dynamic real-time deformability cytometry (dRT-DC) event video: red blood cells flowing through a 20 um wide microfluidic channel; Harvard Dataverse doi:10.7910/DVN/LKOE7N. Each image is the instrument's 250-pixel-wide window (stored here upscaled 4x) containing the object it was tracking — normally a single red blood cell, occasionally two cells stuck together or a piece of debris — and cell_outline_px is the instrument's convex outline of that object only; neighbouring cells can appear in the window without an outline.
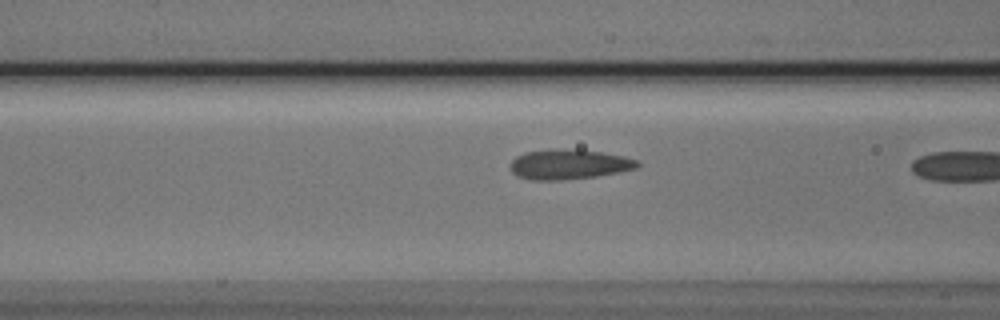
{"species": "Egyptian fruit bat (a non-hibernating species)", "species_latin": "Rousettus aegyptiacus", "temperature_condition": "cold", "stored_images_in_passage": 8, "camera_frame_rate_fps": 3000, "um_per_image_px": 0.085, "animal": {"sex": "male"}, "frame": {"image": 1, "passage_image": 7, "time_ms": 2.0, "image_size_px": [1000, 320], "cell_outline_px": [[640, 164], [636, 168], [596, 176], [560, 180], [532, 180], [516, 176], [512, 172], [508, 164], [516, 156], [524, 152], [600, 152], [624, 156], [636, 160]], "centroid_in_image_um": [48.31, 14.03], "position_along_channel_um": 118.3, "area_um2": 20.98}}